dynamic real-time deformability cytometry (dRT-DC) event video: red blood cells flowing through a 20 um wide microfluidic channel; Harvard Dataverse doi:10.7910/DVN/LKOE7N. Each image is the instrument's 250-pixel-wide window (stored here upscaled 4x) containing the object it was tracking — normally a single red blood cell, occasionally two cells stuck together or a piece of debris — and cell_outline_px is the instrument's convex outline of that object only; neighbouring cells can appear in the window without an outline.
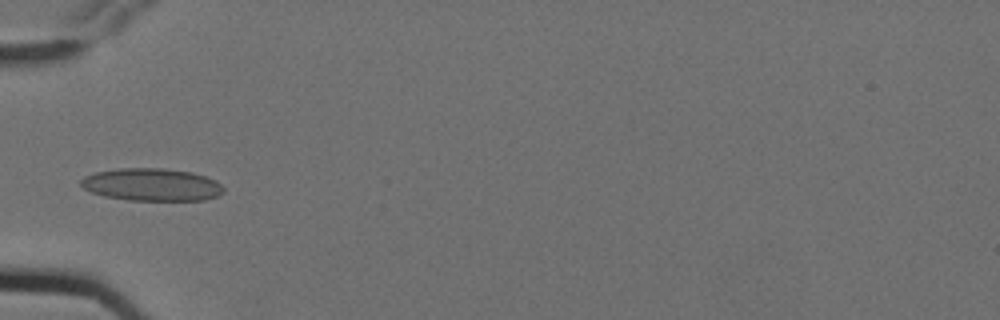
{"species": "Egyptian fruit bat (a non-hibernating species)", "species_latin": "Rousettus aegyptiacus", "temperature_condition": "cold", "stored_images_in_passage": 6, "camera_frame_rate_fps": 3000, "um_per_image_px": 0.085, "animal": {"sex": "female"}, "frame": {"image": 1, "passage_image": 5, "time_ms": 1.333, "image_size_px": [1000, 320], "cell_outline_px": [[224, 192], [216, 196], [204, 200], [128, 200], [104, 196], [92, 192], [84, 188], [80, 184], [80, 180], [84, 176], [92, 172], [120, 168], [164, 168], [192, 172], [216, 180], [224, 188]], "centroid_in_image_um": [12.88, 15.68], "position_along_channel_um": 72.1, "area_um2": 27.17}}
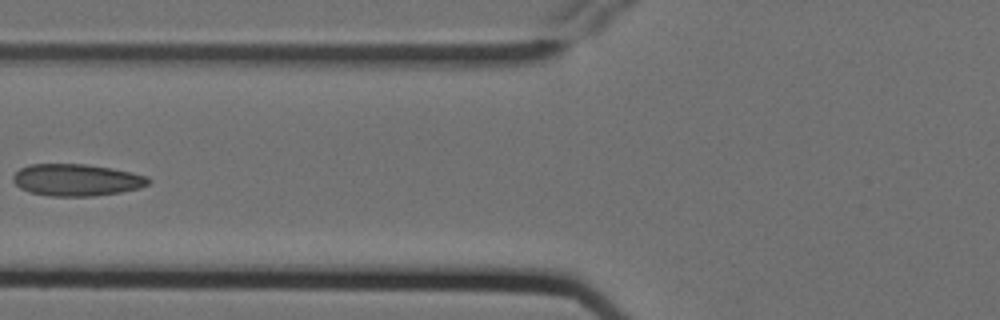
{"frame": {"image": 2, "passage_image": 6, "time_ms": 1.667, "image_size_px": [1000, 320], "cell_outline_px": [[152, 180], [148, 184], [140, 188], [120, 192], [92, 196], [48, 196], [28, 192], [20, 188], [12, 180], [12, 176], [20, 168], [28, 164], [84, 164], [112, 168], [132, 172], [148, 176]], "centroid_in_image_um": [6.5, 15.29], "position_along_channel_um": 119.3, "area_um2": 25.37}}